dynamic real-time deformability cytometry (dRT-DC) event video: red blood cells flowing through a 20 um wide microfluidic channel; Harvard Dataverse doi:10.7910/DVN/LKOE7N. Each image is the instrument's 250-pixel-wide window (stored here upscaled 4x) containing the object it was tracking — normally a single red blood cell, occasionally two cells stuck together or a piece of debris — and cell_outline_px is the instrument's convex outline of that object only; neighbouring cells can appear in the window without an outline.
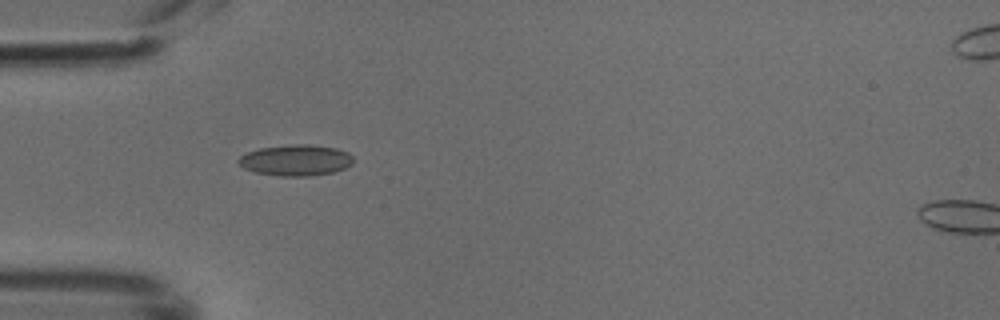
{"species": "common noctule bat (a hibernating species)", "species_latin": "Nyctalus noctula", "temperature_condition": "cold", "stored_images_in_passage": 35, "camera_frame_rate_fps": 3000, "um_per_image_px": 0.085, "animal": {"sex": "male", "body_mass_g": 18.8}, "frame": {"image": 1, "passage_image": 1, "time_ms": 0.0, "image_size_px": [1000, 320], "cell_outline_px": [[352, 164], [344, 168], [332, 172], [312, 176], [280, 176], [256, 172], [244, 168], [236, 160], [240, 156], [248, 152], [260, 148], [292, 144], [308, 144], [336, 148], [348, 152], [352, 156]], "centroid_in_image_um": [25.14, 13.61], "position_along_channel_um": 59.9, "area_um2": 20.69}}
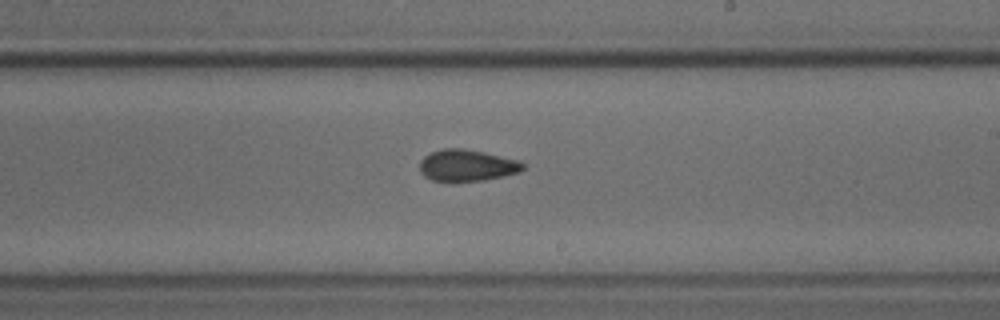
{"frame": {"image": 2, "passage_image": 15, "time_ms": 4.667, "image_size_px": [1000, 320], "cell_outline_px": [[524, 168], [520, 172], [504, 176], [484, 180], [432, 180], [424, 176], [420, 172], [420, 160], [424, 156], [432, 152], [444, 148], [464, 148], [484, 152], [520, 160], [524, 164]], "centroid_in_image_um": [39.71, 14.04], "position_along_channel_um": 249.3, "area_um2": 18.9}}
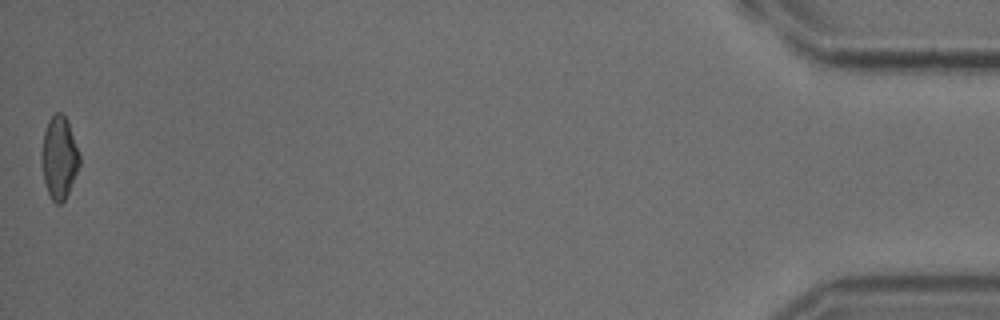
{"frame": {"image": 3, "passage_image": 35, "time_ms": 11.333, "image_size_px": [1000, 320], "cell_outline_px": [[80, 164], [68, 192], [64, 200], [60, 204], [56, 204], [52, 200], [48, 192], [44, 180], [40, 156], [40, 152], [44, 132], [48, 120], [56, 112], [60, 112], [68, 120], [80, 156]], "centroid_in_image_um": [5.01, 13.38], "position_along_channel_um": 430.2, "area_um2": 18.21}}